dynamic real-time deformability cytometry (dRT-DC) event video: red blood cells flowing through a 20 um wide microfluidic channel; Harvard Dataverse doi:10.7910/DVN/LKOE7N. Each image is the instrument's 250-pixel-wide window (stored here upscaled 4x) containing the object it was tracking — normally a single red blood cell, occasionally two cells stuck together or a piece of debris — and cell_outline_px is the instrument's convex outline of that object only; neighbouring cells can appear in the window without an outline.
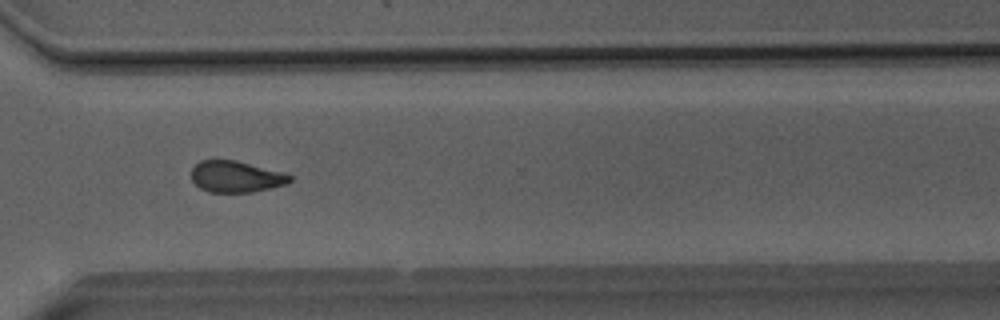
{"species": "Egyptian fruit bat (a non-hibernating species)", "species_latin": "Rousettus aegyptiacus", "temperature_condition": "room temperature", "stored_images_in_passage": 51, "camera_frame_rate_fps": 3000, "um_per_image_px": 0.085, "animal": {"sex": "male"}, "frame": {"image": 1, "passage_image": 38, "time_ms": 12.333, "image_size_px": [1000, 320], "cell_outline_px": [[292, 180], [288, 184], [252, 192], [208, 192], [200, 188], [192, 180], [192, 168], [200, 160], [236, 160], [284, 172], [292, 176]], "centroid_in_image_um": [20.08, 15.01], "position_along_channel_um": 350.5, "area_um2": 18.09}}
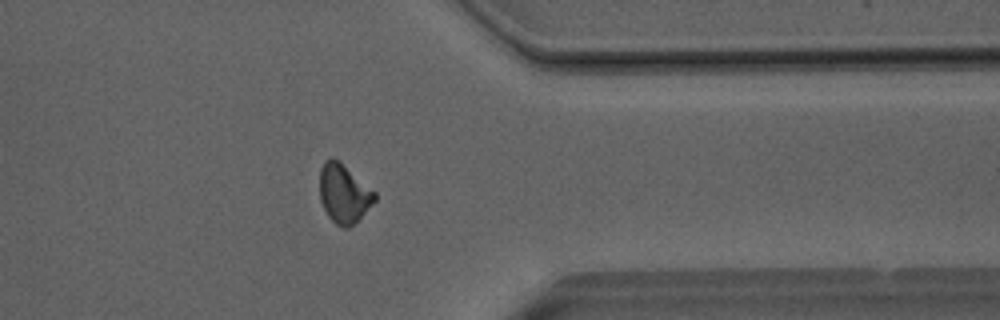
{"frame": {"image": 2, "passage_image": 41, "time_ms": 13.333, "image_size_px": [1000, 320], "cell_outline_px": [[376, 200], [348, 228], [344, 228], [336, 224], [328, 216], [320, 200], [320, 168], [324, 160], [332, 156], [376, 192]], "centroid_in_image_um": [29.2, 16.44], "position_along_channel_um": 382.2, "area_um2": 18.5}}
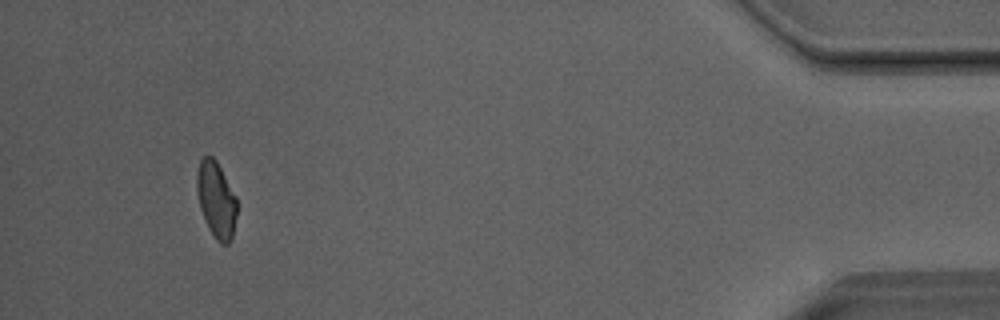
{"frame": {"image": 3, "passage_image": 48, "time_ms": 15.667, "image_size_px": [1000, 320], "cell_outline_px": [[236, 216], [232, 240], [228, 244], [220, 244], [216, 240], [208, 228], [204, 220], [200, 208], [196, 188], [196, 172], [200, 160], [204, 156], [212, 156], [216, 160], [236, 196]], "centroid_in_image_um": [18.37, 16.99], "position_along_channel_um": 416.8, "area_um2": 17.92}, "authors_computed_cell_mechanics": {"area_um2": 19.1318, "velocity_mm_per_s": 4.0696, "shape_relaxation_time_tau1_ms": null, "shape_relaxation_time_tau2_ms": 2.343, "deformation_change_tau1": null, "deformation_change_tau2": 0.0883}}